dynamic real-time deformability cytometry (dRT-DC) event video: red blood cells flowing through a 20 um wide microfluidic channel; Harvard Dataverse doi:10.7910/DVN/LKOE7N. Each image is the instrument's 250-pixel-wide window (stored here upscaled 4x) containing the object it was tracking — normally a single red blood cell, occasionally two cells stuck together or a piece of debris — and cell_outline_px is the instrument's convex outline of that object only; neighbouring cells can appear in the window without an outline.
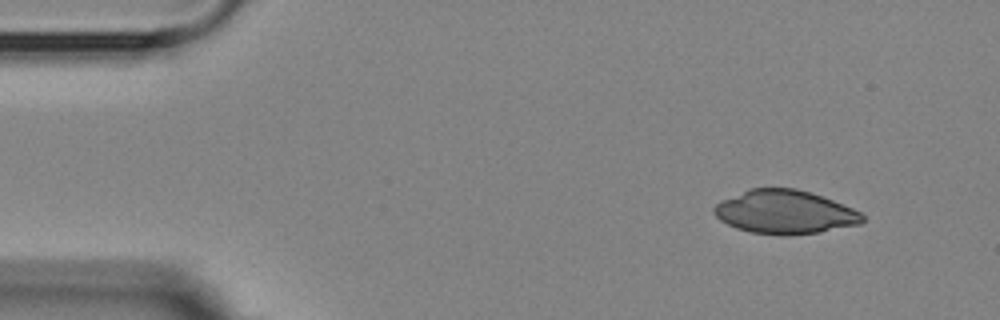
{"species": "Egyptian fruit bat (a non-hibernating species)", "species_latin": "Rousettus aegyptiacus", "temperature_condition": "room temperature", "stored_images_in_passage": 5, "camera_frame_rate_fps": 3000, "um_per_image_px": 0.085, "animal": {"sex": "female"}, "frame": {"image": 1, "passage_image": 1, "time_ms": 0.0, "image_size_px": [1000, 320], "cell_outline_px": [[864, 220], [860, 224], [820, 232], [788, 236], [780, 236], [752, 232], [736, 228], [720, 220], [712, 212], [712, 208], [720, 200], [752, 188], [796, 188], [812, 192], [824, 196], [852, 208], [860, 212], [864, 216]], "centroid_in_image_um": [66.71, 18.03], "position_along_channel_um": 18.3, "area_um2": 37.97}}